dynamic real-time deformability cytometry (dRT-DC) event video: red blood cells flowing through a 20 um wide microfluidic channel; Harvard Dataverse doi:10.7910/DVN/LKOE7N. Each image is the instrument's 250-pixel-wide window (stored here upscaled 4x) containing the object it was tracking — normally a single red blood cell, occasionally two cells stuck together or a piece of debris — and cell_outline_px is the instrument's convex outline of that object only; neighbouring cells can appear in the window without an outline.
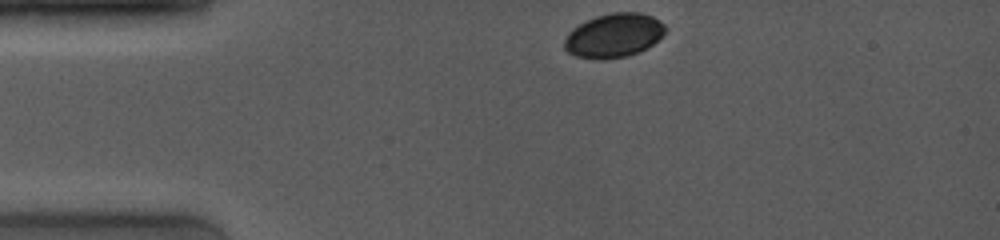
{"species": "common noctule bat (a hibernating species)", "species_latin": "Nyctalus noctula", "temperature_condition": "room temperature", "stored_images_in_passage": 48, "camera_frame_rate_fps": 4000, "um_per_image_px": 0.085, "animal": {"sex": "female", "body_mass_g": 19.0, "forearm_length_mm": 53.3}, "frame": {"image": 1, "passage_image": 1, "time_ms": 0.0, "image_size_px": [1000, 240], "cell_outline_px": [[668, 28], [648, 48], [640, 52], [628, 56], [576, 56], [568, 52], [564, 48], [564, 40], [568, 32], [572, 28], [596, 16], [612, 12], [640, 12], [652, 16], [660, 20]], "centroid_in_image_um": [52.21, 2.96], "position_along_channel_um": 32.8, "area_um2": 25.26}}
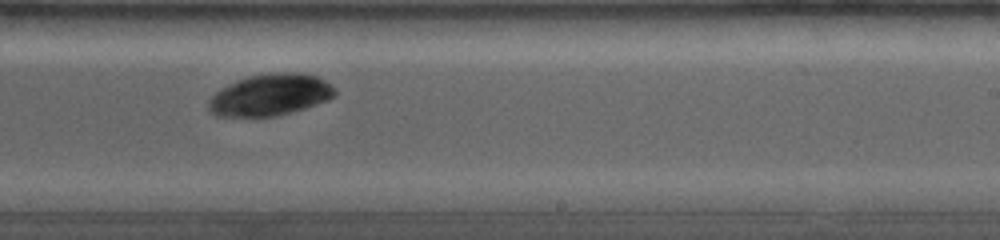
{"frame": {"image": 2, "passage_image": 29, "time_ms": 7.0, "image_size_px": [1000, 240], "cell_outline_px": [[336, 92], [328, 100], [304, 108], [276, 116], [216, 116], [208, 112], [208, 100], [216, 92], [236, 80], [248, 76], [276, 72], [304, 72], [316, 76], [324, 80], [336, 88]], "centroid_in_image_um": [22.96, 8.05], "position_along_channel_um": 266.0, "area_um2": 30.63}}
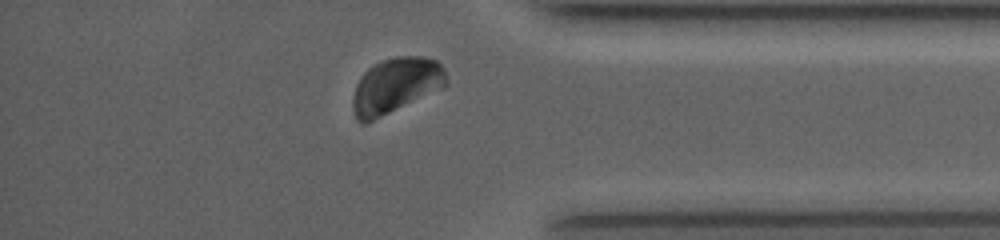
{"frame": {"image": 3, "passage_image": 43, "time_ms": 10.5, "image_size_px": [1000, 240], "cell_outline_px": [[448, 84], [444, 88], [364, 124], [356, 120], [352, 108], [352, 96], [356, 84], [360, 76], [372, 64], [396, 56], [424, 56], [436, 60], [444, 68], [448, 80]], "centroid_in_image_um": [33.64, 7.26], "position_along_channel_um": 401.6, "area_um2": 30.52}}